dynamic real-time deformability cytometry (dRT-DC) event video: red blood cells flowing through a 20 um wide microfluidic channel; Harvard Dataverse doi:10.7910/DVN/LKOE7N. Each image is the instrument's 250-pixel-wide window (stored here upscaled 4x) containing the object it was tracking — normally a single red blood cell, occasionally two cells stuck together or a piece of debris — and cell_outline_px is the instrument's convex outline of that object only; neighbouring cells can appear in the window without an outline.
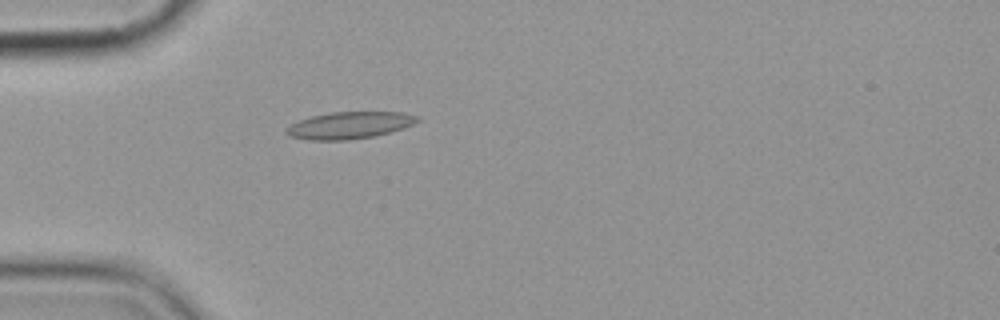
{"species": "common noctule bat (a hibernating species)", "species_latin": "Nyctalus noctula", "temperature_condition": "cold", "stored_images_in_passage": 2, "camera_frame_rate_fps": 3000, "um_per_image_px": 0.085, "animal": {"sex": "female", "body_mass_g": 19.9}, "frame": {"image": 1, "passage_image": 2, "time_ms": 1.333, "image_size_px": [1000, 320], "cell_outline_px": [[420, 120], [404, 128], [376, 136], [348, 140], [308, 140], [288, 136], [284, 132], [284, 128], [288, 124], [312, 116], [332, 112], [404, 112], [416, 116]], "centroid_in_image_um": [29.65, 10.66], "position_along_channel_um": 55.4, "area_um2": 20.75}}